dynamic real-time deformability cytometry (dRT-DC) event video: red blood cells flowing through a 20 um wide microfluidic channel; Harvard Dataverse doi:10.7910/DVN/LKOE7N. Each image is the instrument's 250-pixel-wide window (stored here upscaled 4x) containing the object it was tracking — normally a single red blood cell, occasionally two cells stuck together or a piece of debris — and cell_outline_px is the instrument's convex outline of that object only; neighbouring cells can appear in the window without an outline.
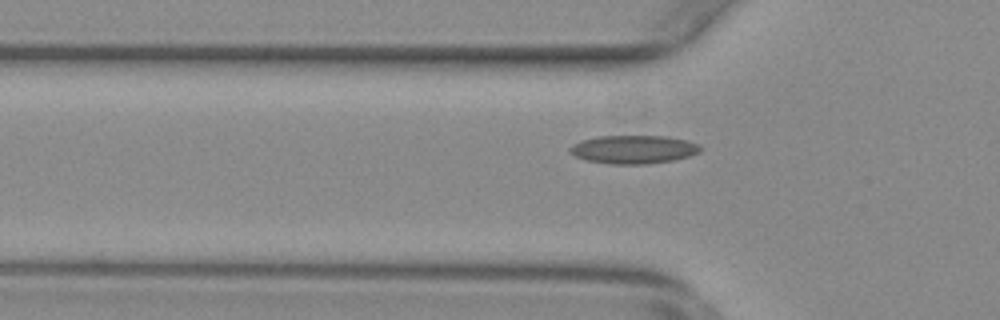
{"species": "common noctule bat (a hibernating species)", "species_latin": "Nyctalus noctula", "temperature_condition": "warm", "stored_images_in_passage": 41, "camera_frame_rate_fps": 3000, "um_per_image_px": 0.085, "animal": {"sex": "female", "body_mass_g": 29.2, "forearm_length_mm": 56.3}, "frame": {"image": 1, "passage_image": 4, "time_ms": 1.0, "image_size_px": [1000, 320], "cell_outline_px": [[700, 152], [676, 160], [648, 164], [608, 164], [584, 160], [568, 152], [568, 148], [572, 144], [580, 140], [596, 136], [668, 136], [700, 144]], "centroid_in_image_um": [53.8, 12.7], "position_along_channel_um": 72.0, "area_um2": 21.85}}
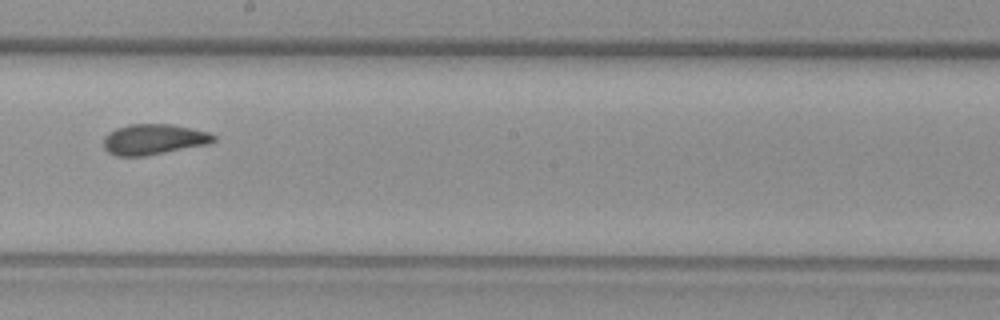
{"frame": {"image": 2, "passage_image": 17, "time_ms": 5.333, "image_size_px": [1000, 320], "cell_outline_px": [[216, 140], [208, 144], [144, 156], [116, 156], [108, 152], [104, 148], [104, 136], [108, 132], [116, 128], [128, 124], [172, 124], [192, 128], [208, 132], [216, 136]], "centroid_in_image_um": [13.05, 11.84], "position_along_channel_um": 235.2, "area_um2": 19.65}}
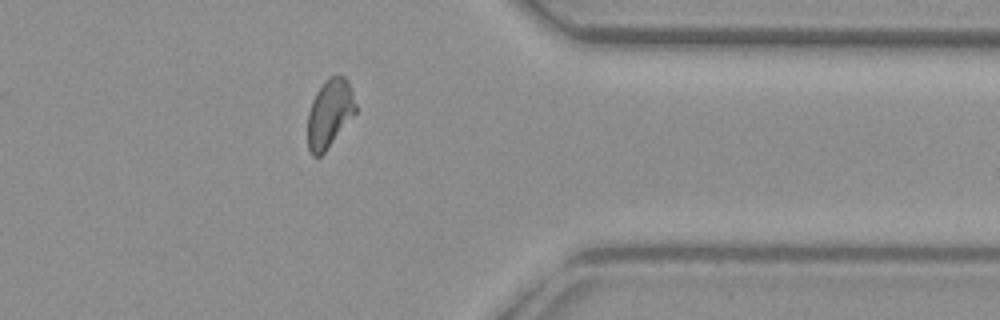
{"frame": {"image": 3, "passage_image": 30, "time_ms": 9.667, "image_size_px": [1000, 320], "cell_outline_px": [[356, 112], [328, 148], [320, 156], [312, 156], [308, 148], [308, 112], [312, 100], [316, 92], [328, 76], [344, 76], [348, 80], [356, 104]], "centroid_in_image_um": [28.01, 9.63], "position_along_channel_um": 383.4, "area_um2": 19.02}, "authors_computed_cell_mechanics": {"area_um2": 19.652, "velocity_mm_per_s": 3.7523, "shape_relaxation_time_tau1_ms": null, "shape_relaxation_time_tau2_ms": 1.9624, "deformation_change_tau1": null, "deformation_change_tau2": 0.0788}}